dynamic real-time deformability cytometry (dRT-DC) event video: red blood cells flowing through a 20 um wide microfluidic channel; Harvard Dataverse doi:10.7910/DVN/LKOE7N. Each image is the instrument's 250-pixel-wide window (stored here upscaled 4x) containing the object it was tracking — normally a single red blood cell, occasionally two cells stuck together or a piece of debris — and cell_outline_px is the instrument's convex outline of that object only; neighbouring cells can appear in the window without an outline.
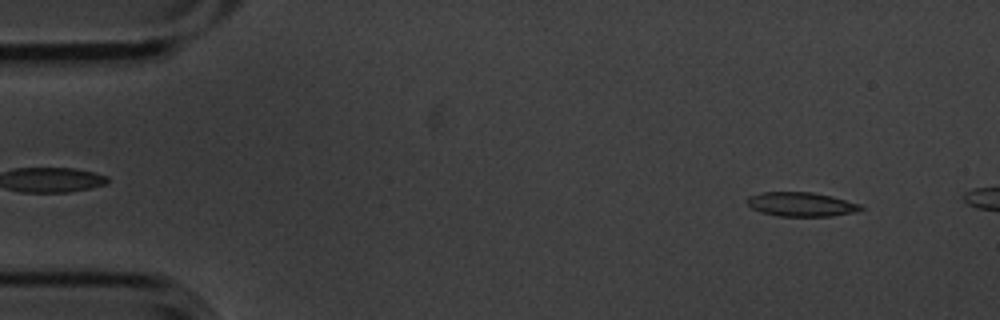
{"species": "common noctule bat (a hibernating species)", "species_latin": "Nyctalus noctula", "temperature_condition": "cold", "stored_images_in_passage": 2, "camera_frame_rate_fps": 3000, "um_per_image_px": 0.085, "animal": {"sex": "male", "body_mass_g": 20.1, "forearm_length_mm": 53.5}, "frame": {"image": 1, "passage_image": 1, "time_ms": 0.0, "image_size_px": [1000, 320], "cell_outline_px": [[864, 208], [856, 212], [832, 216], [776, 216], [760, 212], [752, 208], [748, 204], [748, 196], [760, 192], [812, 192], [832, 196], [860, 204]], "centroid_in_image_um": [68.1, 17.37], "position_along_channel_um": 16.9, "area_um2": 16.07}}